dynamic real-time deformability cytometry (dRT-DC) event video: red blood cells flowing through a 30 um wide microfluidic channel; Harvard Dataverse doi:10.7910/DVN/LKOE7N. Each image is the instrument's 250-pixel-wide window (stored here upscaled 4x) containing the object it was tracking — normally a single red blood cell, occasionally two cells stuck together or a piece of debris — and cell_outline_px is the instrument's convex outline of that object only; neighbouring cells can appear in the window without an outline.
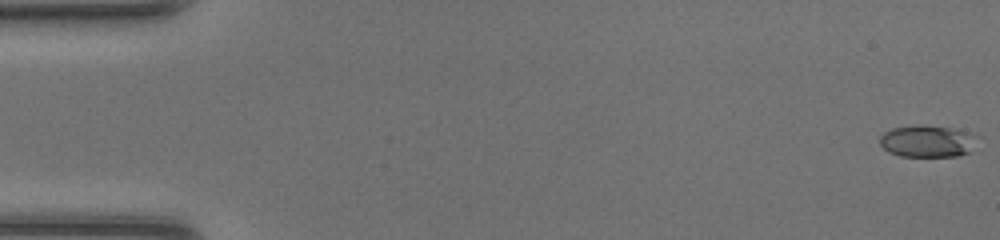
{"species": "common noctule bat (a hibernating species)", "species_latin": "Nyctalus noctula", "temperature_condition": "room temperature", "stored_images_in_passage": 48, "camera_frame_rate_fps": 3000, "um_per_image_px": 0.085, "animal": {"sex": "female", "body_mass_g": 20.0, "forearm_length_mm": 54.0}, "frame": {"image": 1, "passage_image": 1, "time_ms": 0.0, "image_size_px": [1000, 240], "cell_outline_px": [[972, 152], [960, 156], [900, 156], [888, 152], [880, 144], [880, 136], [884, 132], [892, 128], [912, 124], [924, 124], [948, 128], [968, 132], [972, 136]], "centroid_in_image_um": [78.74, 12.0], "position_along_channel_um": 6.3, "area_um2": 18.03}}
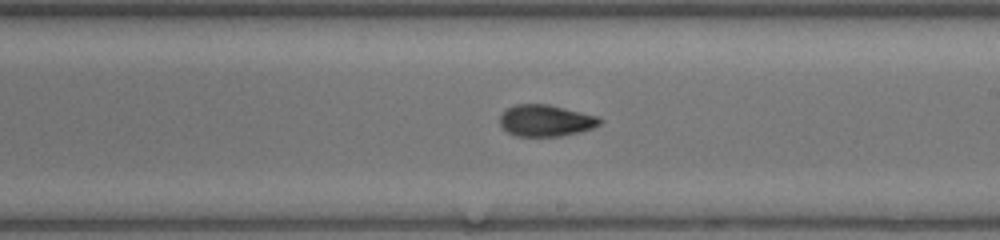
{"frame": {"image": 2, "passage_image": 28, "time_ms": 9.0, "image_size_px": [1000, 240], "cell_outline_px": [[604, 120], [600, 124], [592, 128], [580, 132], [560, 136], [516, 136], [508, 132], [500, 124], [500, 116], [508, 108], [516, 104], [548, 104], [600, 116]], "centroid_in_image_um": [46.44, 10.25], "position_along_channel_um": 242.6, "area_um2": 18.44}}
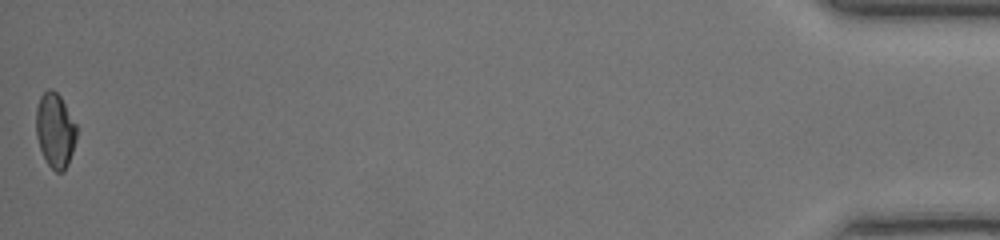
{"frame": {"image": 3, "passage_image": 48, "time_ms": 15.667, "image_size_px": [1000, 240], "cell_outline_px": [[76, 140], [68, 164], [64, 172], [56, 172], [48, 164], [40, 148], [36, 136], [36, 108], [40, 96], [48, 88], [52, 88], [60, 96], [76, 124]], "centroid_in_image_um": [4.68, 11.07], "position_along_channel_um": 430.5, "area_um2": 17.57}, "authors_computed_cell_mechanics": {"area_um2": 17.9758, "velocity_mm_per_s": 4.3569, "shape_relaxation_time_tau1_ms": 6.5177, "shape_relaxation_time_tau2_ms": 2.1969, "deformation_change_tau1": 0.174, "deformation_change_tau2": 0.0736}}